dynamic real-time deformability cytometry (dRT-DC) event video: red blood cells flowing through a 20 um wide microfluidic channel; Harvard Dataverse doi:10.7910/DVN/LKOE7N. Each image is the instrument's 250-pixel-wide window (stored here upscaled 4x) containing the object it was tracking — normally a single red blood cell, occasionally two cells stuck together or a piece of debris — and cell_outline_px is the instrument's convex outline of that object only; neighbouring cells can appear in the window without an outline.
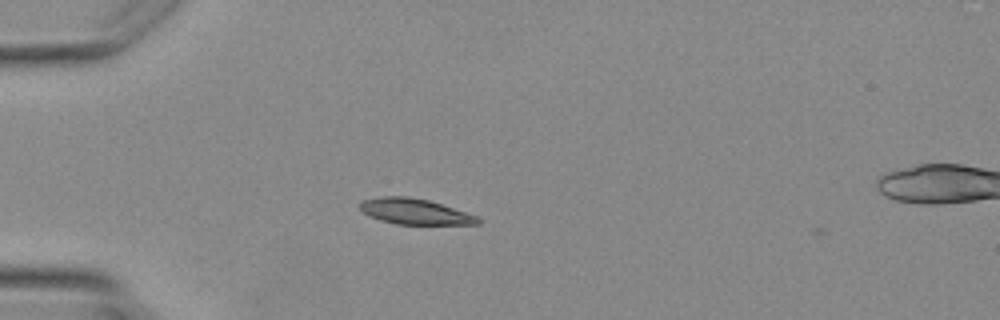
{"species": "Egyptian fruit bat (a non-hibernating species)", "species_latin": "Rousettus aegyptiacus", "temperature_condition": "warm", "stored_images_in_passage": 2, "segment_of_instrument_passage": [1, 2], "camera_frame_rate_fps": 3000, "um_per_image_px": 0.085, "animal": {"sex": "female"}, "frame": {"image": 1, "passage_image": 1, "time_ms": 0.0, "image_size_px": [1000, 320], "cell_outline_px": [[480, 224], [396, 224], [380, 220], [364, 212], [360, 208], [360, 204], [364, 200], [380, 196], [408, 196], [428, 200], [476, 216], [480, 220]], "centroid_in_image_um": [35.24, 17.97], "position_along_channel_um": 49.8, "area_um2": 17.22}}